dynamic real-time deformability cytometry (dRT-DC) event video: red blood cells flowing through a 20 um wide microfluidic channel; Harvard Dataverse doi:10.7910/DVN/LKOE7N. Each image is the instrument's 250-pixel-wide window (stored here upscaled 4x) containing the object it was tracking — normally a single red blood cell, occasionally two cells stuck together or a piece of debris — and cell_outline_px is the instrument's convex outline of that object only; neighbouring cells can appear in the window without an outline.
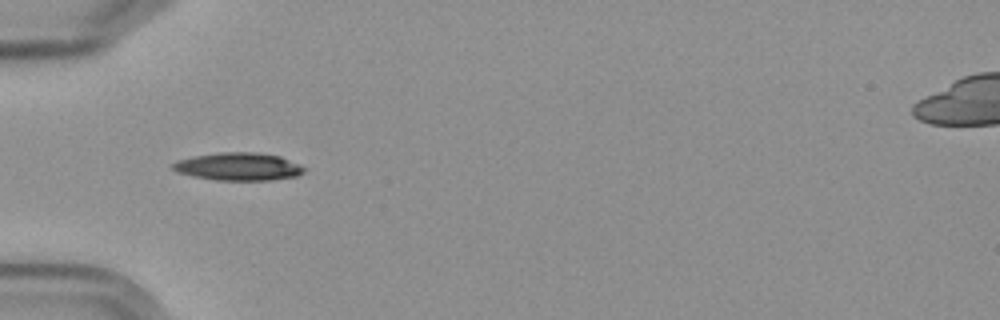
{"species": "Egyptian fruit bat (a non-hibernating species)", "species_latin": "Rousettus aegyptiacus", "temperature_condition": "cold", "stored_images_in_passage": 6, "camera_frame_rate_fps": 3000, "um_per_image_px": 0.085, "frame": {"image": 1, "passage_image": 5, "time_ms": 4.667, "image_size_px": [1000, 320], "cell_outline_px": [[304, 172], [296, 176], [272, 180], [216, 180], [176, 172], [172, 168], [172, 164], [176, 160], [196, 156], [220, 152], [252, 152], [280, 156], [300, 164], [304, 168]], "centroid_in_image_um": [20.27, 14.16], "position_along_channel_um": 64.7, "area_um2": 21.1}}
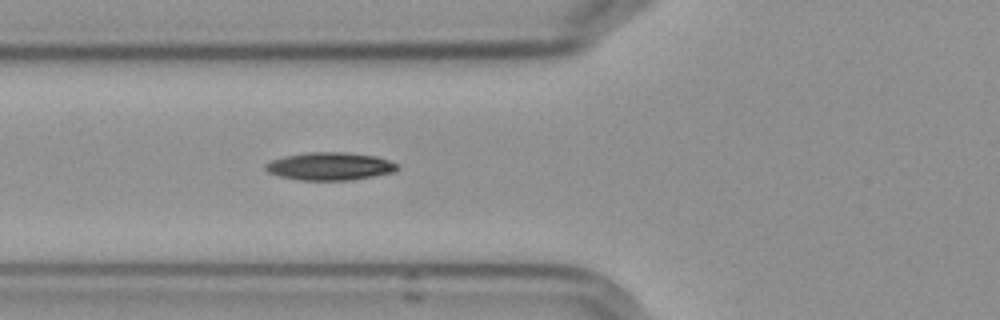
{"frame": {"image": 2, "passage_image": 6, "time_ms": 5.667, "image_size_px": [1000, 320], "cell_outline_px": [[400, 168], [396, 172], [352, 180], [300, 180], [280, 176], [268, 172], [264, 168], [264, 164], [272, 160], [284, 156], [308, 152], [344, 152], [376, 156], [388, 160], [396, 164]], "centroid_in_image_um": [28.05, 14.13], "position_along_channel_um": 97.8, "area_um2": 21.44}}